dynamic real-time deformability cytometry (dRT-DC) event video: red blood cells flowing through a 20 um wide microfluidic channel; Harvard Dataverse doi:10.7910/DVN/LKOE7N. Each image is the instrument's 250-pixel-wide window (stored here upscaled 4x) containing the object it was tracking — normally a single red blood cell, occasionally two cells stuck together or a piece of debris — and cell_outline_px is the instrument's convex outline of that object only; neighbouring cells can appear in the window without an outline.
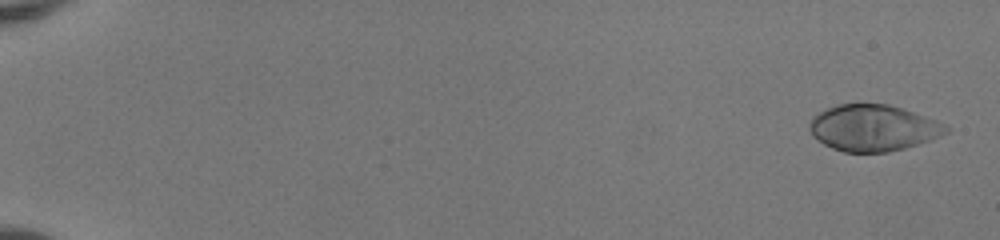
{"species": "human", "species_latin": "Homo sapiens", "temperature_condition": "room temperature", "stored_images_in_passage": 52, "camera_frame_rate_fps": 3000, "um_per_image_px": 0.085, "donor": {"sex": "female"}, "frame": {"image": 1, "passage_image": 2, "time_ms": 0.333, "image_size_px": [1000, 240], "cell_outline_px": [[948, 132], [928, 140], [904, 148], [888, 152], [844, 152], [832, 148], [824, 144], [812, 136], [808, 128], [808, 124], [812, 116], [828, 108], [840, 104], [888, 104], [948, 124]], "centroid_in_image_um": [74.17, 10.87], "position_along_channel_um": 10.8, "area_um2": 36.59}}
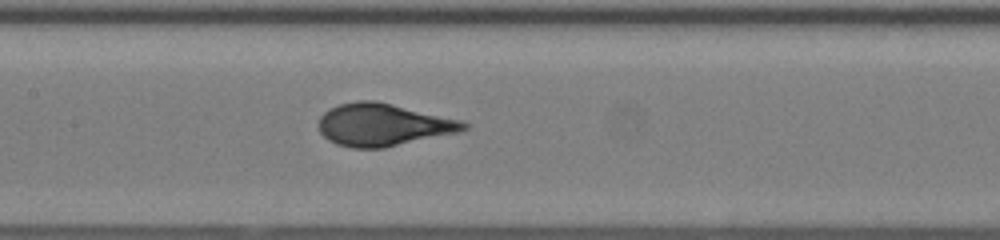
{"frame": {"image": 2, "passage_image": 28, "time_ms": 9.0, "image_size_px": [1000, 240], "cell_outline_px": [[468, 128], [460, 132], [384, 148], [352, 148], [336, 144], [328, 140], [320, 132], [316, 124], [320, 116], [328, 108], [340, 104], [356, 100], [376, 100], [464, 120], [468, 124]], "centroid_in_image_um": [32.56, 10.6], "position_along_channel_um": 174.8, "area_um2": 36.41}}
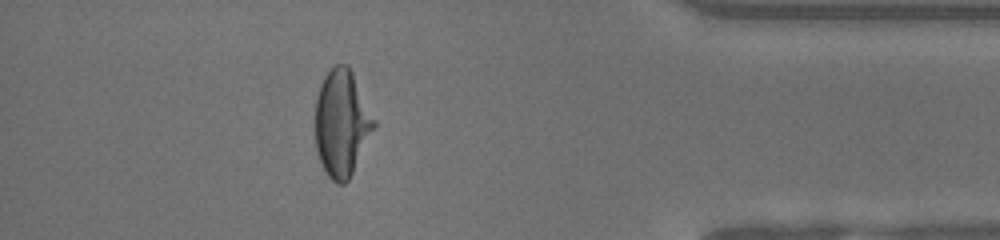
{"frame": {"image": 3, "passage_image": 47, "time_ms": 15.333, "image_size_px": [1000, 240], "cell_outline_px": [[376, 128], [348, 180], [344, 184], [336, 184], [324, 172], [320, 164], [316, 152], [316, 96], [320, 84], [324, 76], [336, 64], [348, 64], [376, 120]], "centroid_in_image_um": [29.05, 10.49], "position_along_channel_um": 406.1, "area_um2": 36.76}}